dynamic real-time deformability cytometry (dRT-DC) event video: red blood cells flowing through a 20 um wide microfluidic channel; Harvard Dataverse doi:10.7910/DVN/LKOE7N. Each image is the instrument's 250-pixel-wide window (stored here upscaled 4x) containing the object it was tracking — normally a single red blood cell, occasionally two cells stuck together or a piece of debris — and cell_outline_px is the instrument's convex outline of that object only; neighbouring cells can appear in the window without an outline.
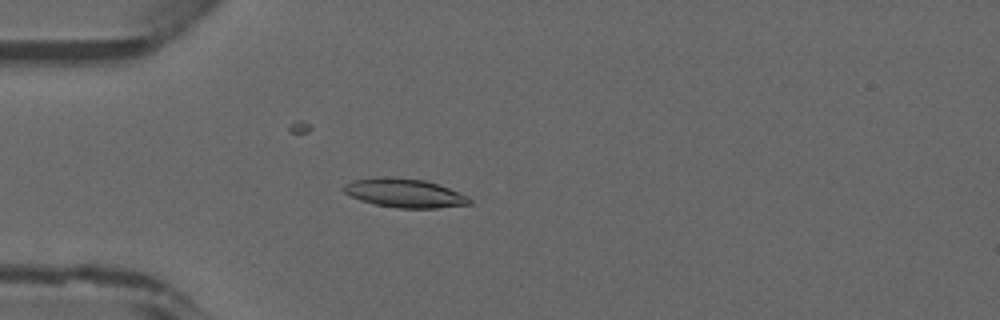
{"species": "common noctule bat (a hibernating species)", "species_latin": "Nyctalus noctula", "temperature_condition": "warm", "stored_images_in_passage": 37, "camera_frame_rate_fps": 3000, "um_per_image_px": 0.085, "animal": {"sex": "male", "forearm_length_mm": 52.5}, "frame": {"image": 1, "passage_image": 4, "time_ms": 1.0, "image_size_px": [1000, 320], "cell_outline_px": [[472, 204], [436, 208], [396, 208], [376, 204], [360, 200], [344, 192], [340, 188], [344, 184], [352, 180], [376, 176], [392, 176], [424, 180], [448, 188], [468, 196], [472, 200]], "centroid_in_image_um": [34.35, 16.4], "position_along_channel_um": 50.7, "area_um2": 21.33}}
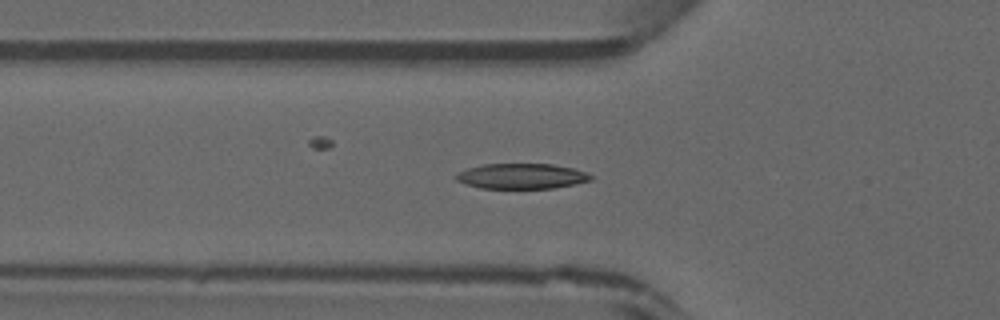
{"frame": {"image": 2, "passage_image": 7, "time_ms": 2.0, "image_size_px": [1000, 320], "cell_outline_px": [[592, 180], [576, 184], [556, 188], [480, 188], [464, 184], [456, 180], [452, 176], [456, 172], [468, 168], [484, 164], [552, 164], [572, 168], [588, 172], [592, 176]], "centroid_in_image_um": [44.31, 14.97], "position_along_channel_um": 81.5, "area_um2": 20.11}}
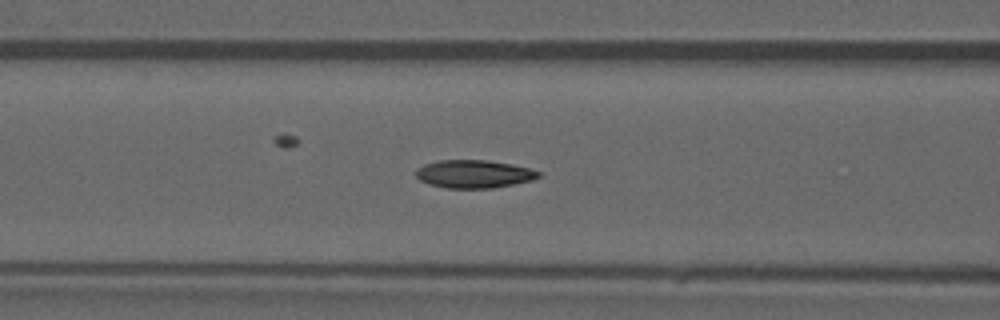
{"frame": {"image": 3, "passage_image": 10, "time_ms": 3.0, "image_size_px": [1000, 320], "cell_outline_px": [[540, 176], [532, 180], [492, 188], [448, 188], [432, 184], [420, 180], [416, 176], [416, 168], [424, 164], [440, 160], [484, 160], [512, 164], [528, 168], [540, 172]], "centroid_in_image_um": [40.27, 14.78], "position_along_channel_um": 126.3, "area_um2": 19.77}}